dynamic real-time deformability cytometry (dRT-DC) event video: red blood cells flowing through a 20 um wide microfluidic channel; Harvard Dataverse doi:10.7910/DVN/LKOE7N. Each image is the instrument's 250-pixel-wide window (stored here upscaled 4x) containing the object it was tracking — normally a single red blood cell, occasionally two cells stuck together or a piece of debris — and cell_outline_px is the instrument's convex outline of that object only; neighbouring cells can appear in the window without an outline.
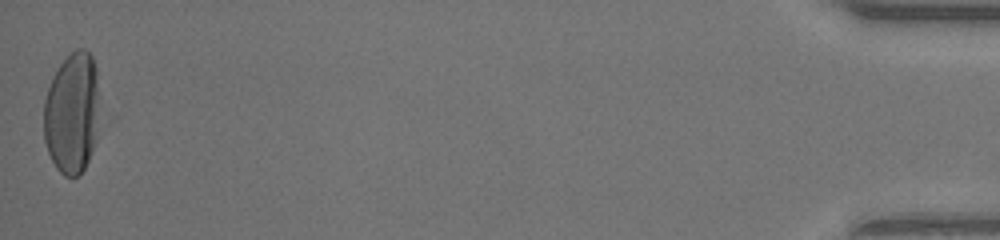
{"species": "human", "species_latin": "Homo sapiens", "temperature_condition": "warm", "stored_images_in_passage": 50, "segment_of_instrument_passage": [2, 2], "camera_frame_rate_fps": 3000, "um_per_image_px": 0.085, "donor": {"sex": "male"}, "frame": {"image": 1, "passage_image": 50, "time_ms": 16.333, "image_size_px": [1000, 240], "cell_outline_px": [[92, 84], [88, 152], [84, 164], [80, 172], [76, 176], [72, 176], [64, 172], [56, 164], [52, 156], [52, 152], [88, 56], [92, 64]], "centroid_in_image_um": [6.45, 10.83], "position_along_channel_um": 428.8, "area_um2": 18.55}}